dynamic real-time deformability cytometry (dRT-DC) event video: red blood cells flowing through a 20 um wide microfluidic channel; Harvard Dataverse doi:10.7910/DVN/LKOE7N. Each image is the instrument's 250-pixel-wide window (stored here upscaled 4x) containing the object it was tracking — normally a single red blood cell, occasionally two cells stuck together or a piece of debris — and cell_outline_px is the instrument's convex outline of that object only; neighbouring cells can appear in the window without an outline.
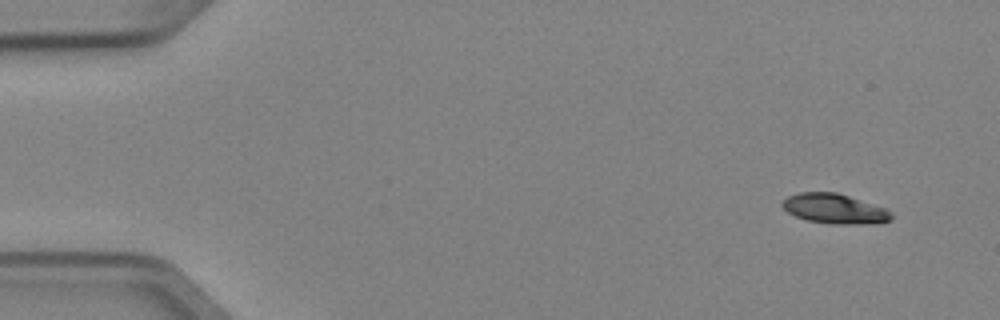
{"species": "Egyptian fruit bat (a non-hibernating species)", "species_latin": "Rousettus aegyptiacus", "temperature_condition": "cold", "stored_images_in_passage": 6, "camera_frame_rate_fps": 3000, "um_per_image_px": 0.085, "animal": {"sex": "female"}, "frame": {"image": 1, "passage_image": 1, "time_ms": 0.0, "image_size_px": [1000, 320], "cell_outline_px": [[892, 220], [872, 224], [832, 224], [808, 220], [796, 216], [788, 212], [780, 204], [788, 196], [800, 192], [836, 192], [884, 208], [892, 212]], "centroid_in_image_um": [70.94, 17.75], "position_along_channel_um": 14.1, "area_um2": 18.79}}
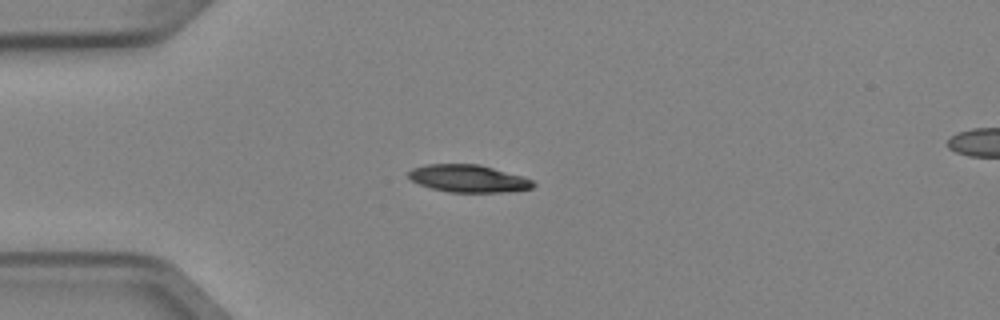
{"frame": {"image": 2, "passage_image": 4, "time_ms": 1.0, "image_size_px": [1000, 320], "cell_outline_px": [[536, 184], [532, 188], [508, 192], [448, 192], [432, 188], [420, 184], [412, 180], [408, 176], [408, 172], [412, 168], [424, 164], [480, 164], [524, 176], [532, 180]], "centroid_in_image_um": [39.83, 15.17], "position_along_channel_um": 45.2, "area_um2": 20.06}}
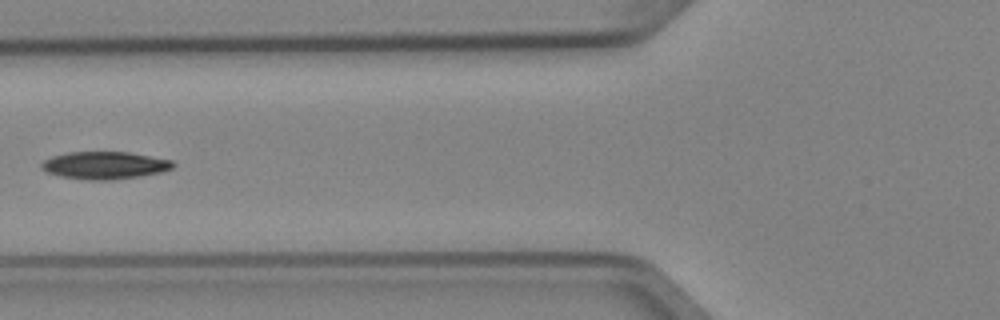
{"frame": {"image": 3, "passage_image": 6, "time_ms": 1.667, "image_size_px": [1000, 320], "cell_outline_px": [[176, 164], [172, 168], [160, 172], [140, 176], [112, 180], [88, 180], [60, 176], [48, 172], [40, 168], [40, 164], [44, 160], [52, 156], [68, 152], [128, 152], [172, 160]], "centroid_in_image_um": [8.89, 14.05], "position_along_channel_um": 116.9, "area_um2": 21.04}}